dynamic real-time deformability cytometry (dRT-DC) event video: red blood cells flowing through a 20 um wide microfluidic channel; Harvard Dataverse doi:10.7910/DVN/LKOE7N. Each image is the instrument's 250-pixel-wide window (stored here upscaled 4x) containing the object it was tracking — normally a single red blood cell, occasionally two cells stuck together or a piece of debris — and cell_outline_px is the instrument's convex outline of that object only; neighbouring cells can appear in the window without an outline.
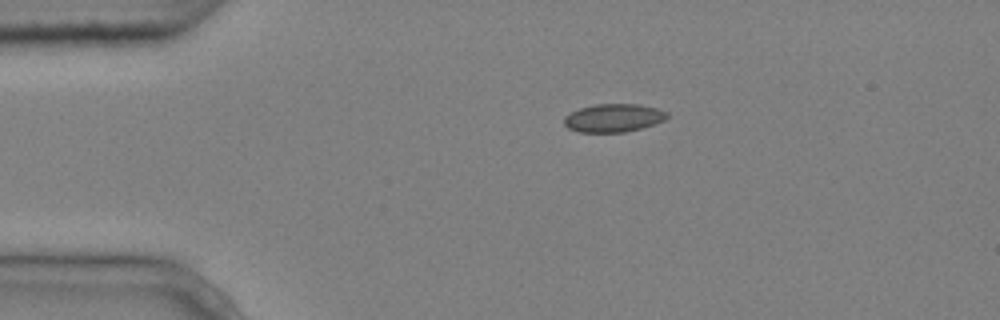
{"species": "common noctule bat (a hibernating species)", "species_latin": "Nyctalus noctula", "temperature_condition": "cold", "stored_images_in_passage": 4, "camera_frame_rate_fps": 3000, "um_per_image_px": 0.085, "animal": {"sex": "male", "body_mass_g": 20.4}, "frame": {"image": 1, "passage_image": 1, "time_ms": 0.0, "image_size_px": [1000, 320], "cell_outline_px": [[668, 116], [664, 120], [640, 128], [624, 132], [580, 132], [568, 128], [564, 124], [564, 116], [580, 108], [596, 104], [640, 104], [656, 108], [668, 112]], "centroid_in_image_um": [52.14, 10.02], "position_along_channel_um": 32.9, "area_um2": 16.76}}
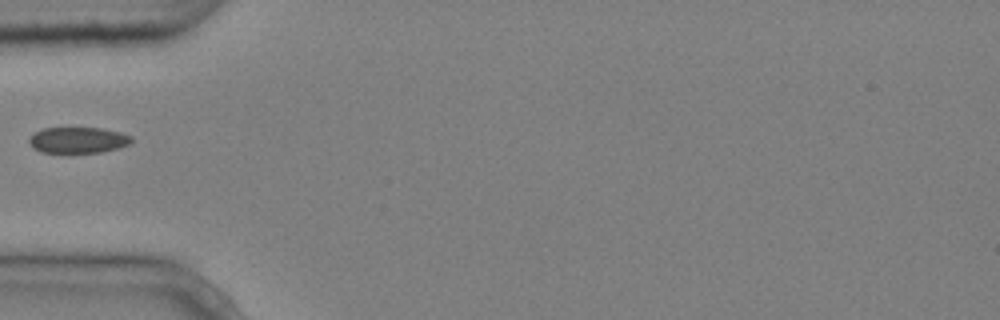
{"frame": {"image": 2, "passage_image": 3, "time_ms": 0.667, "image_size_px": [1000, 320], "cell_outline_px": [[132, 140], [128, 144], [120, 148], [100, 152], [68, 156], [40, 152], [32, 148], [28, 140], [36, 132], [44, 128], [104, 128], [120, 132], [132, 136]], "centroid_in_image_um": [6.61, 11.96], "position_along_channel_um": 78.4, "area_um2": 16.3}}
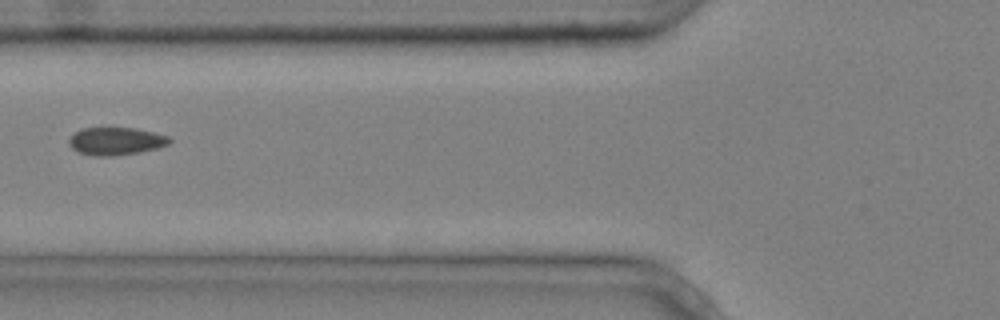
{"frame": {"image": 3, "passage_image": 4, "time_ms": 1.0, "image_size_px": [1000, 320], "cell_outline_px": [[172, 140], [168, 144], [156, 148], [140, 152], [116, 156], [92, 156], [80, 152], [72, 148], [68, 144], [68, 140], [80, 128], [136, 128], [168, 136]], "centroid_in_image_um": [9.84, 12.0], "position_along_channel_um": 116.0, "area_um2": 16.18}}